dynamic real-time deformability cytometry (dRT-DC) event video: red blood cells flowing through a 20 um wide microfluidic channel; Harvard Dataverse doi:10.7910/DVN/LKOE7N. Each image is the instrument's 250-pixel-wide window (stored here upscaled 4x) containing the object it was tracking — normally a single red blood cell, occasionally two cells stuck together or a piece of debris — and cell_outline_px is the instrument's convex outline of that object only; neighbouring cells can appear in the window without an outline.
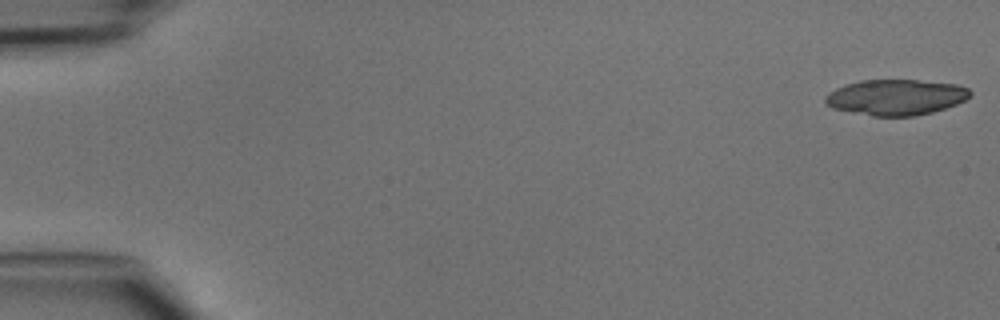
{"species": "common noctule bat (a hibernating species)", "species_latin": "Nyctalus noctula", "temperature_condition": "cold", "stored_images_in_passage": 18, "camera_frame_rate_fps": 3000, "um_per_image_px": 0.085, "animal": {"sex": "male", "body_mass_g": 15.6}, "frame": {"image": 1, "passage_image": 1, "time_ms": 0.0, "image_size_px": [1000, 320], "cell_outline_px": [[972, 92], [964, 100], [956, 104], [932, 112], [912, 116], [872, 116], [832, 108], [824, 104], [824, 96], [828, 92], [844, 84], [860, 80], [916, 80], [956, 84], [968, 88]], "centroid_in_image_um": [76.09, 8.26], "position_along_channel_um": 8.9, "area_um2": 30.17}}